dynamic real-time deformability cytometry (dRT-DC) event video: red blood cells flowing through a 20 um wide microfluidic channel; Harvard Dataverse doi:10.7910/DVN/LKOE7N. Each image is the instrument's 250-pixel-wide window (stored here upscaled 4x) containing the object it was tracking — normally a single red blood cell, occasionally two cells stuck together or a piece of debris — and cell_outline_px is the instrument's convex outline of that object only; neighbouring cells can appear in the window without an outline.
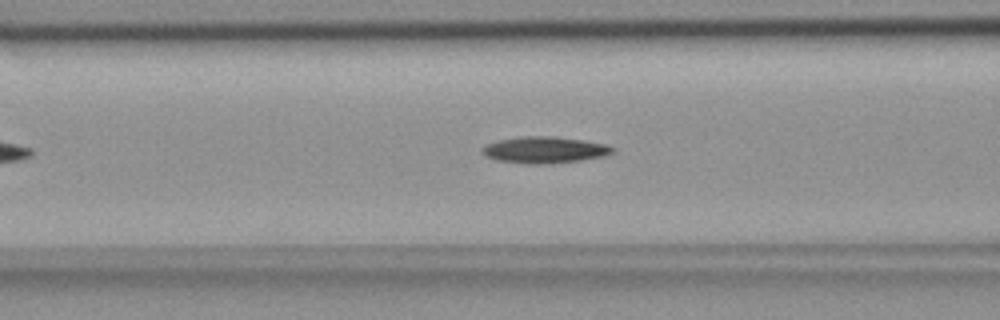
{"species": "common noctule bat (a hibernating species)", "species_latin": "Nyctalus noctula", "temperature_condition": "room temperature", "stored_images_in_passage": 47, "camera_frame_rate_fps": 3000, "um_per_image_px": 0.085, "animal": {"sex": "female", "body_mass_g": 18.4}, "frame": {"image": 1, "passage_image": 14, "time_ms": 4.333, "image_size_px": [1000, 320], "cell_outline_px": [[616, 148], [612, 152], [604, 156], [580, 160], [540, 164], [532, 164], [496, 160], [484, 156], [480, 152], [480, 148], [488, 144], [500, 140], [524, 136], [552, 136], [580, 140], [604, 144]], "centroid_in_image_um": [46.24, 12.74], "position_along_channel_um": 120.4, "area_um2": 19.83}}
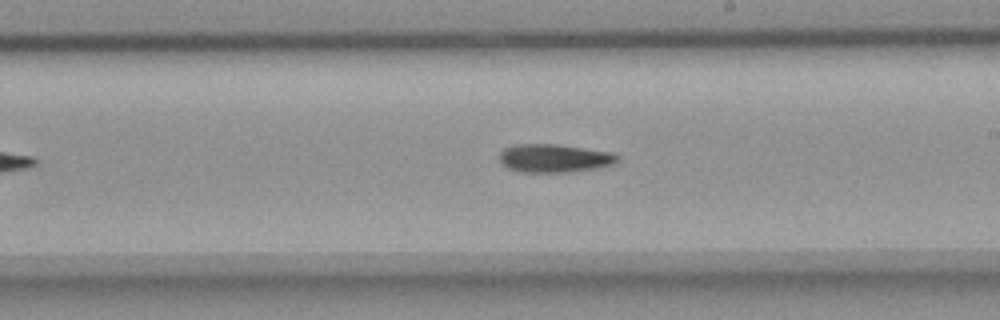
{"frame": {"image": 2, "passage_image": 24, "time_ms": 7.667, "image_size_px": [1000, 320], "cell_outline_px": [[620, 160], [612, 164], [596, 168], [568, 172], [520, 172], [508, 168], [500, 160], [500, 152], [504, 148], [516, 144], [556, 144], [612, 152], [620, 156]], "centroid_in_image_um": [47.13, 13.44], "position_along_channel_um": 241.9, "area_um2": 19.42}}
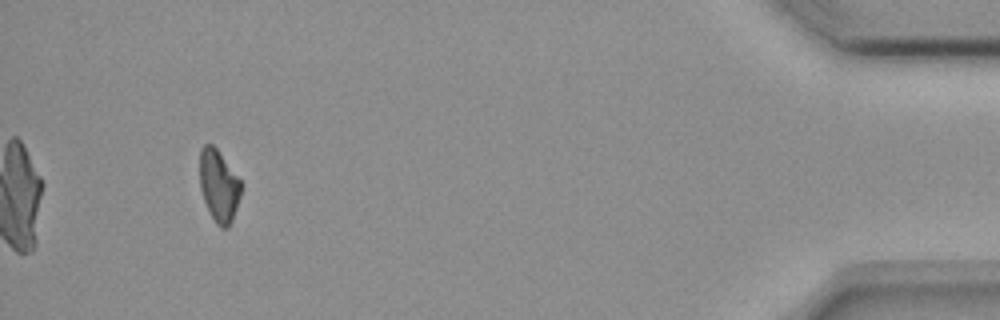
{"frame": {"image": 3, "passage_image": 44, "time_ms": 14.333, "image_size_px": [1000, 320], "cell_outline_px": [[240, 196], [232, 220], [228, 228], [220, 228], [216, 224], [204, 200], [200, 188], [200, 148], [204, 144], [212, 144], [216, 148], [240, 180]], "centroid_in_image_um": [18.58, 15.79], "position_along_channel_um": 416.6, "area_um2": 16.99}, "authors_computed_cell_mechanics": {"area_um2": 18.8428, "velocity_mm_per_s": 3.6546, "shape_relaxation_time_tau1_ms": 10.2234, "shape_relaxation_time_tau2_ms": null, "deformation_change_tau1": 0.1952, "deformation_change_tau2": null}}